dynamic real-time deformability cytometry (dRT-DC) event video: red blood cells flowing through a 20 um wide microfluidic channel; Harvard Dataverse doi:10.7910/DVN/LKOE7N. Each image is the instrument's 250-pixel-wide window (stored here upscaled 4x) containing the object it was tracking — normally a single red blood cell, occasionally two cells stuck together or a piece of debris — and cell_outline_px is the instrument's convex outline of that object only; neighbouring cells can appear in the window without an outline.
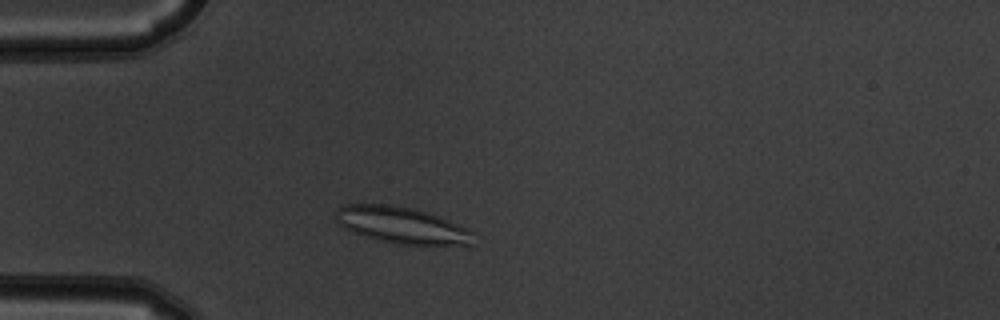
{"species": "common noctule bat (a hibernating species)", "species_latin": "Nyctalus noctula", "temperature_condition": "warm", "stored_images_in_passage": 3, "camera_frame_rate_fps": 3000, "um_per_image_px": 0.085, "animal": {"sex": "male", "body_mass_g": 19.5, "forearm_length_mm": 54.6}, "frame": {"image": 1, "passage_image": 2, "time_ms": 0.333, "image_size_px": [1000, 320], "cell_outline_px": [[472, 244], [396, 244], [376, 240], [352, 232], [344, 228], [336, 220], [336, 208], [344, 204], [392, 204], [412, 208], [428, 212], [448, 220], [472, 232]], "centroid_in_image_um": [34.05, 19.12], "position_along_channel_um": 51.0, "area_um2": 29.02}}